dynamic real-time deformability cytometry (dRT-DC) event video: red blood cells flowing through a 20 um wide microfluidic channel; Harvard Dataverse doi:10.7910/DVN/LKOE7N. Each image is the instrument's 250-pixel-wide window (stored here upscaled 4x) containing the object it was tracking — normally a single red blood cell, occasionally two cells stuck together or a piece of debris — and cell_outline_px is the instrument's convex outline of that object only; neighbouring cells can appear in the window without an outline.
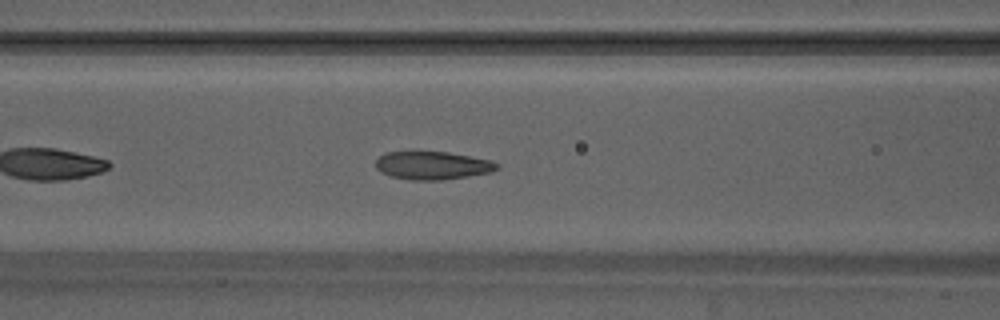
{"species": "Egyptian fruit bat (a non-hibernating species)", "species_latin": "Rousettus aegyptiacus", "temperature_condition": "warm", "stored_images_in_passage": 27, "camera_frame_rate_fps": 3000, "um_per_image_px": 0.085, "animal": {"sex": "male"}, "frame": {"image": 1, "passage_image": 8, "time_ms": 2.333, "image_size_px": [1000, 320], "cell_outline_px": [[500, 168], [492, 172], [468, 176], [440, 180], [408, 180], [392, 176], [380, 172], [376, 168], [376, 160], [384, 152], [448, 152], [492, 160], [500, 164]], "centroid_in_image_um": [36.79, 14.06], "position_along_channel_um": 129.8, "area_um2": 19.94}, "authors_computed_cell_mechanics": {"area_um2": 20.1722, "velocity_mm_per_s": 4.1628, "shape_relaxation_time_tau1_ms": 5.5, "shape_relaxation_time_tau2_ms": 1.0462, "deformation_change_tau1": 0.1605, "deformation_change_tau2": 0.0623}}